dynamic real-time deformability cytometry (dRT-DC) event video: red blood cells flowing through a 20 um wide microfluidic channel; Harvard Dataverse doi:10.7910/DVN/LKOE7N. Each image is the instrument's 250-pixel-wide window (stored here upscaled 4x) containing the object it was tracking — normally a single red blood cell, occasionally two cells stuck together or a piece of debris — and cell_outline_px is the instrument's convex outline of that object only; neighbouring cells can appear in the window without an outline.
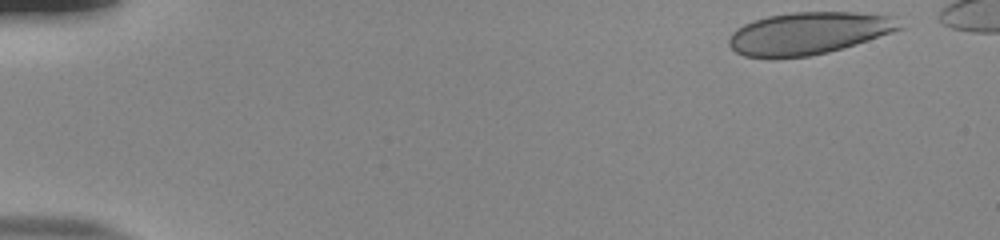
{"species": "human", "species_latin": "Homo sapiens", "temperature_condition": "room temperature", "stored_images_in_passage": 49, "camera_frame_rate_fps": 3000, "um_per_image_px": 0.085, "donor": {"sex": "male"}, "frame": {"image": 1, "passage_image": 1, "time_ms": 0.0, "image_size_px": [1000, 240], "cell_outline_px": [[904, 28], [828, 52], [808, 56], [744, 56], [736, 52], [728, 44], [728, 40], [732, 32], [736, 28], [744, 24], [768, 16], [792, 12], [852, 12], [892, 16]], "centroid_in_image_um": [68.7, 2.8], "position_along_channel_um": 16.3, "area_um2": 41.1}}
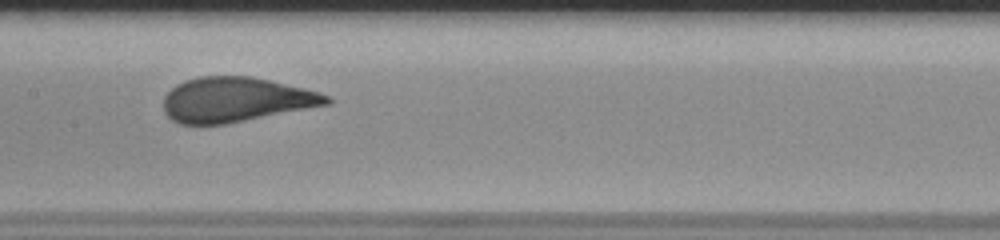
{"frame": {"image": 2, "passage_image": 25, "time_ms": 8.0, "image_size_px": [1000, 240], "cell_outline_px": [[332, 104], [224, 124], [180, 124], [172, 120], [164, 112], [164, 96], [176, 84], [184, 80], [200, 76], [252, 76], [316, 92], [328, 96], [332, 100]], "centroid_in_image_um": [20.0, 8.47], "position_along_channel_um": 187.4, "area_um2": 42.19}}
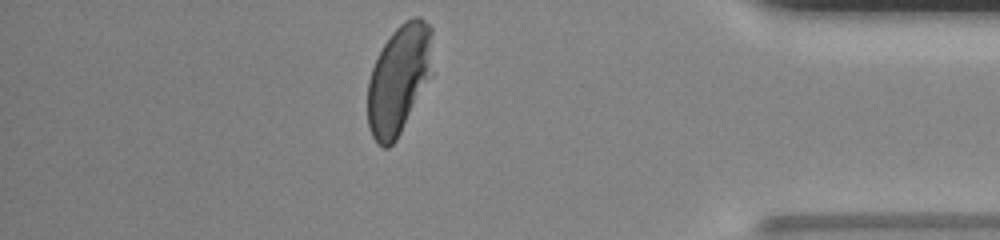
{"frame": {"image": 3, "passage_image": 44, "time_ms": 14.333, "image_size_px": [1000, 240], "cell_outline_px": [[432, 72], [396, 140], [388, 148], [384, 148], [376, 144], [368, 128], [368, 80], [372, 68], [384, 44], [392, 32], [404, 20], [412, 16], [420, 16], [432, 28]], "centroid_in_image_um": [33.9, 6.71], "position_along_channel_um": 401.3, "area_um2": 41.15}}